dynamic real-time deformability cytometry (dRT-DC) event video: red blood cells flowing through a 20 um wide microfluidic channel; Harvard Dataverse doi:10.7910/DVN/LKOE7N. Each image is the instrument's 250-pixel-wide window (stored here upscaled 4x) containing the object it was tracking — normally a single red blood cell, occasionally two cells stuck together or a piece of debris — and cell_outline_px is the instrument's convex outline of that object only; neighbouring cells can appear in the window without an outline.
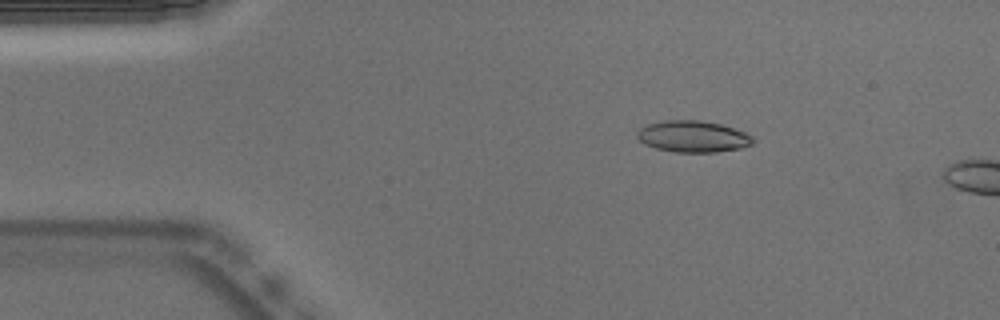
{"species": "Egyptian fruit bat (a non-hibernating species)", "species_latin": "Rousettus aegyptiacus", "temperature_condition": "warm", "stored_images_in_passage": 5, "camera_frame_rate_fps": 3000, "um_per_image_px": 0.085, "animal": {"sex": "male"}, "frame": {"image": 1, "passage_image": 1, "time_ms": 0.0, "image_size_px": [1000, 320], "cell_outline_px": [[756, 140], [752, 144], [744, 148], [716, 152], [676, 152], [656, 148], [644, 144], [636, 136], [636, 132], [640, 128], [648, 124], [664, 120], [700, 120], [720, 124], [744, 132], [752, 136]], "centroid_in_image_um": [58.91, 11.6], "position_along_channel_um": 26.1, "area_um2": 21.33}}